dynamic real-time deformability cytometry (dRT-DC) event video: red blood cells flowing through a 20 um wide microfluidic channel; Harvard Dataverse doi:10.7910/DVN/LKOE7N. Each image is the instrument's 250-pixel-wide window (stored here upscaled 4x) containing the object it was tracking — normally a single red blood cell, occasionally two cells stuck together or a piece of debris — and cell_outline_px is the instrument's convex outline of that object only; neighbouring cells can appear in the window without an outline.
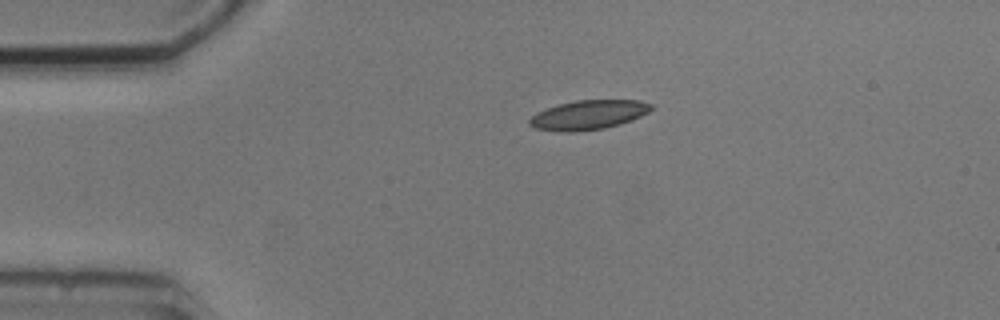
{"species": "common noctule bat (a hibernating species)", "species_latin": "Nyctalus noctula", "temperature_condition": "cold", "stored_images_in_passage": 3, "camera_frame_rate_fps": 3000, "um_per_image_px": 0.085, "animal": {"sex": "male", "body_mass_g": 20.5, "forearm_length_mm": 52.5}, "frame": {"image": 1, "passage_image": 3, "time_ms": 3.0, "image_size_px": [1000, 320], "cell_outline_px": [[652, 108], [648, 112], [640, 116], [620, 124], [604, 128], [576, 132], [564, 132], [536, 128], [528, 124], [528, 120], [536, 112], [560, 104], [576, 100], [640, 100], [652, 104]], "centroid_in_image_um": [50.01, 9.76], "position_along_channel_um": 35.0, "area_um2": 20.69}}